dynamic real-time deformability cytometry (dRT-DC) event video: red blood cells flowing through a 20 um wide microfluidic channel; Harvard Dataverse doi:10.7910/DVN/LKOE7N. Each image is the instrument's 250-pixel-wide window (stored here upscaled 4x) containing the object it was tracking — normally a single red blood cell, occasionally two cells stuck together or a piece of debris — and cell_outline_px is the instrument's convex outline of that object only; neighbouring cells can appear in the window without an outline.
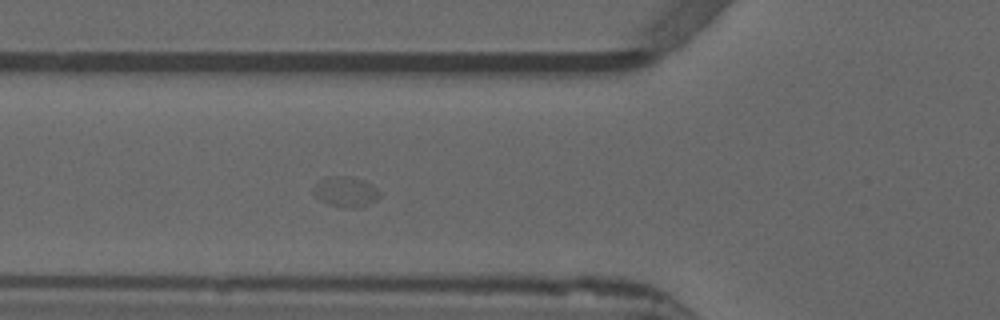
{"species": "common noctule bat (a hibernating species)", "species_latin": "Nyctalus noctula", "temperature_condition": "warm", "stored_images_in_passage": 36, "camera_frame_rate_fps": 3000, "um_per_image_px": 0.085, "animal": {"sex": "male", "forearm_length_mm": 52.5}, "frame": {"image": 1, "passage_image": 3, "time_ms": 0.667, "image_size_px": [1000, 320], "cell_outline_px": [[380, 196], [376, 200], [368, 204], [356, 208], [328, 204], [320, 200], [312, 192], [312, 188], [320, 180], [328, 176], [348, 176], [364, 180], [372, 184], [380, 192]], "centroid_in_image_um": [29.38, 16.28], "position_along_channel_um": 96.4, "area_um2": 11.62}}
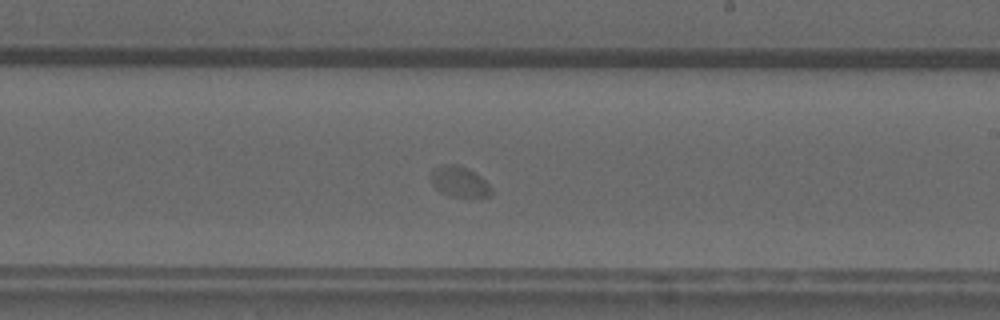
{"frame": {"image": 2, "passage_image": 15, "time_ms": 4.667, "image_size_px": [1000, 320], "cell_outline_px": [[496, 192], [488, 196], [452, 196], [440, 192], [432, 184], [432, 172], [436, 168], [444, 164], [456, 164], [480, 176]], "centroid_in_image_um": [39.07, 15.46], "position_along_channel_um": 249.9, "area_um2": 10.4}}
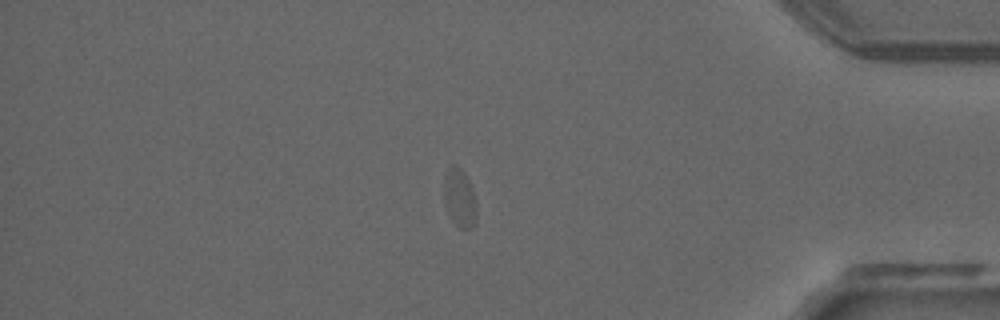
{"frame": {"image": 3, "passage_image": 29, "time_ms": 9.333, "image_size_px": [1000, 320], "cell_outline_px": [[476, 224], [472, 228], [460, 228], [456, 224], [448, 212], [444, 204], [444, 176], [452, 164], [460, 168], [464, 172], [472, 188], [476, 200]], "centroid_in_image_um": [39.08, 16.84], "position_along_channel_um": 396.1, "area_um2": 11.1}}